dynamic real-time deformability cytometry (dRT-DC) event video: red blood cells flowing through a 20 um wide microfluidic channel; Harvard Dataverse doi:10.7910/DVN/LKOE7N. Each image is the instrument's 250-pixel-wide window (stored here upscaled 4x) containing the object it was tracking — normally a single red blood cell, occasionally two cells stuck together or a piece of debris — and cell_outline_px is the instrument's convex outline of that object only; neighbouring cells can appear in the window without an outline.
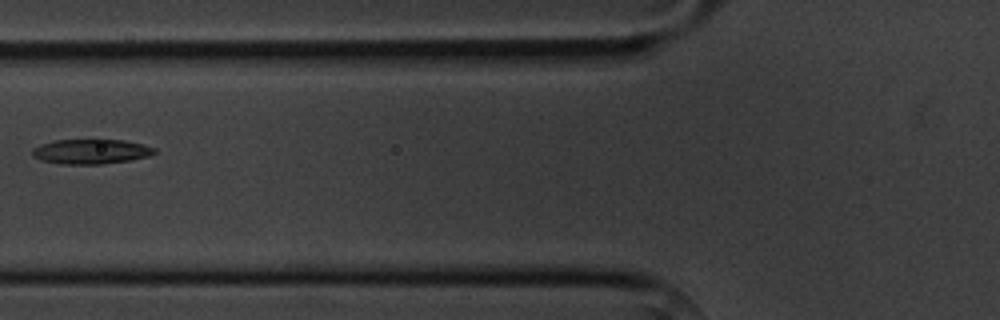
{"species": "common noctule bat (a hibernating species)", "species_latin": "Nyctalus noctula", "temperature_condition": "cold", "stored_images_in_passage": 6, "camera_frame_rate_fps": 3000, "um_per_image_px": 0.085, "animal": {"sex": "male", "body_mass_g": 20.1, "forearm_length_mm": 53.5}, "frame": {"image": 1, "passage_image": 5, "time_ms": 5.0, "image_size_px": [1000, 320], "cell_outline_px": [[156, 152], [148, 156], [132, 160], [100, 164], [60, 164], [44, 160], [32, 156], [32, 148], [40, 144], [56, 140], [124, 140], [144, 144], [156, 148]], "centroid_in_image_um": [7.75, 12.88], "position_along_channel_um": 118.0, "area_um2": 17.63}}
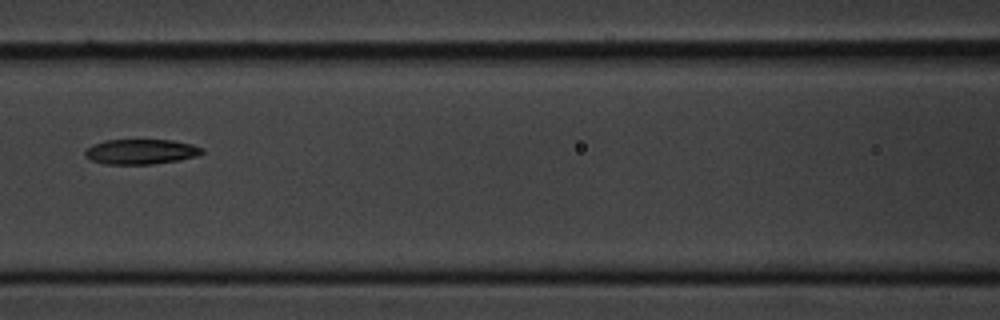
{"frame": {"image": 2, "passage_image": 6, "time_ms": 6.0, "image_size_px": [1000, 320], "cell_outline_px": [[204, 152], [196, 156], [180, 160], [152, 164], [104, 164], [92, 160], [84, 156], [84, 152], [92, 144], [104, 140], [172, 140], [192, 144], [204, 148]], "centroid_in_image_um": [11.98, 12.89], "position_along_channel_um": 154.6, "area_um2": 17.17}}